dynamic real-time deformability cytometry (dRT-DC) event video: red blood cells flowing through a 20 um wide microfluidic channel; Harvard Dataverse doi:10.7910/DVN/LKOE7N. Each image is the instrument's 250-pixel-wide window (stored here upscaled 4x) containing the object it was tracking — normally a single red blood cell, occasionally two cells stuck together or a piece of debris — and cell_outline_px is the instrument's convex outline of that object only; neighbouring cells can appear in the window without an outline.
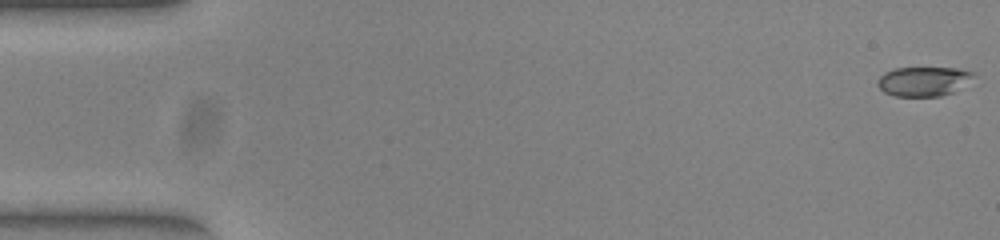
{"species": "common noctule bat (a hibernating species)", "species_latin": "Nyctalus noctula", "temperature_condition": "warm", "stored_images_in_passage": 52, "camera_frame_rate_fps": 3000, "um_per_image_px": 0.085, "animal": {"sex": "female", "body_mass_g": 23.0, "forearm_length_mm": 53.4}, "frame": {"image": 1, "passage_image": 1, "time_ms": 0.0, "image_size_px": [1000, 240], "cell_outline_px": [[980, 84], [940, 96], [896, 96], [884, 92], [876, 84], [880, 76], [884, 72], [896, 68], [960, 68], [976, 72]], "centroid_in_image_um": [78.74, 6.91], "position_along_channel_um": 6.3, "area_um2": 17.46}}
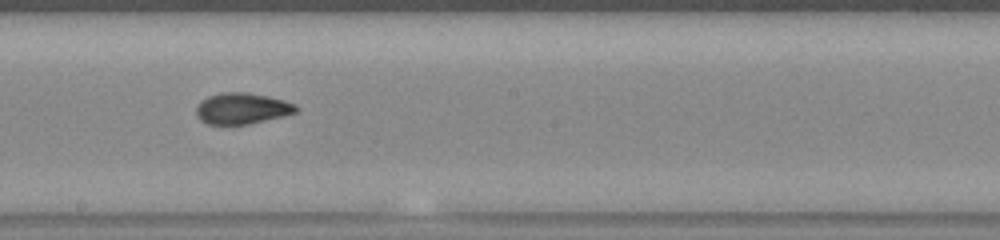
{"frame": {"image": 2, "passage_image": 29, "time_ms": 9.333, "image_size_px": [1000, 240], "cell_outline_px": [[300, 108], [296, 112], [248, 124], [208, 124], [200, 120], [196, 116], [196, 108], [200, 100], [208, 96], [220, 92], [244, 92], [268, 96], [284, 100], [296, 104]], "centroid_in_image_um": [20.54, 9.2], "position_along_channel_um": 227.7, "area_um2": 18.09}}
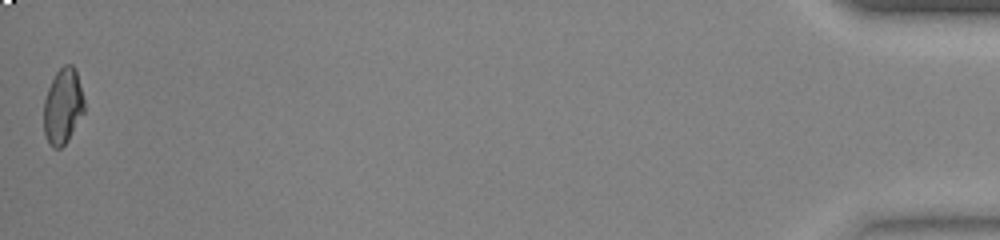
{"frame": {"image": 3, "passage_image": 52, "time_ms": 17.0, "image_size_px": [1000, 240], "cell_outline_px": [[84, 112], [68, 140], [60, 148], [52, 148], [48, 144], [44, 132], [44, 100], [48, 88], [56, 72], [64, 64], [72, 64], [76, 68], [84, 100]], "centroid_in_image_um": [5.34, 9.02], "position_along_channel_um": 429.9, "area_um2": 17.92}, "authors_computed_cell_mechanics": {"area_um2": 17.918, "velocity_mm_per_s": 3.9515, "shape_relaxation_time_tau1_ms": 4.4282, "shape_relaxation_time_tau2_ms": 1.0088, "deformation_change_tau1": 0.1791, "deformation_change_tau2": 0.0524}}